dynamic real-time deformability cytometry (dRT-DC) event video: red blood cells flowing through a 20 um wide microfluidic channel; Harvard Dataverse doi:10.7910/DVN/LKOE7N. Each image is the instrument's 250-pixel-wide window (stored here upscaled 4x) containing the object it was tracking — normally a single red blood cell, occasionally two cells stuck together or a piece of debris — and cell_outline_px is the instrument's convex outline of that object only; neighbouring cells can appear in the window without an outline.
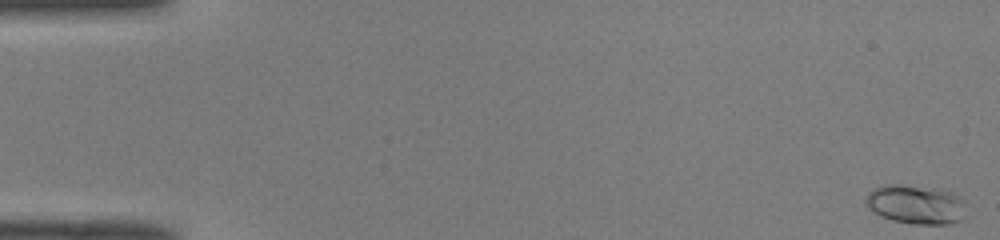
{"species": "common noctule bat (a hibernating species)", "species_latin": "Nyctalus noctula", "temperature_condition": "room temperature", "stored_images_in_passage": 50, "camera_frame_rate_fps": 3000, "um_per_image_px": 0.085, "animal": {"sex": "male", "body_mass_g": 19.0, "forearm_length_mm": 50.8}, "frame": {"image": 1, "passage_image": 1, "time_ms": 0.0, "image_size_px": [1000, 240], "cell_outline_px": [[964, 204], [960, 220], [948, 224], [916, 224], [892, 220], [880, 216], [864, 200], [868, 192], [872, 188], [884, 184], [896, 184], [944, 188], [960, 196], [964, 200]], "centroid_in_image_um": [77.84, 17.34], "position_along_channel_um": 7.2, "area_um2": 22.95}}
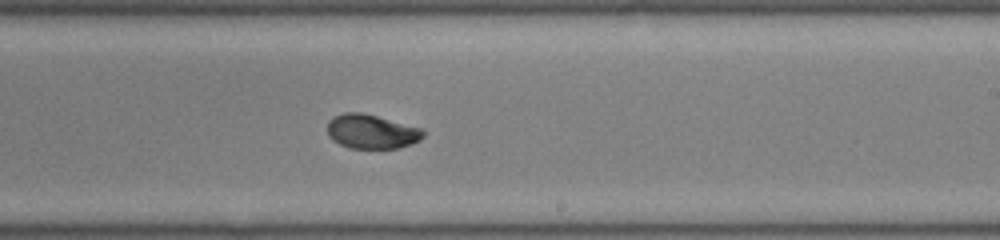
{"frame": {"image": 2, "passage_image": 31, "time_ms": 10.0, "image_size_px": [1000, 240], "cell_outline_px": [[424, 136], [420, 140], [412, 144], [396, 148], [348, 148], [332, 140], [328, 136], [328, 120], [332, 116], [344, 112], [360, 112], [424, 128]], "centroid_in_image_um": [31.58, 11.18], "position_along_channel_um": 257.4, "area_um2": 19.31}}
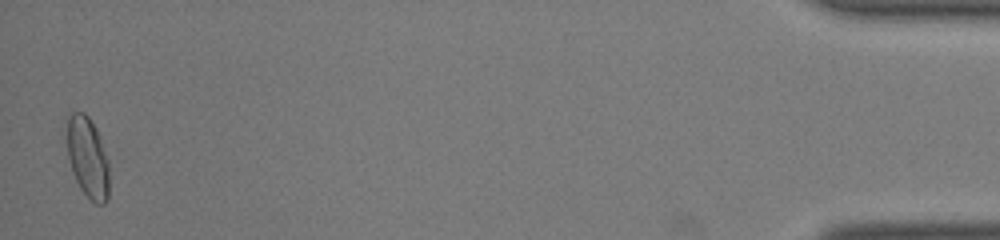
{"frame": {"image": 3, "passage_image": 50, "time_ms": 16.333, "image_size_px": [1000, 240], "cell_outline_px": [[108, 200], [104, 204], [96, 204], [80, 188], [72, 172], [68, 156], [68, 116], [72, 112], [84, 112], [88, 116], [96, 128], [100, 136], [108, 160]], "centroid_in_image_um": [7.47, 13.39], "position_along_channel_um": 427.7, "area_um2": 19.71}, "authors_computed_cell_mechanics": {"area_um2": 19.3052, "velocity_mm_per_s": 4.0743, "shape_relaxation_time_tau1_ms": 5.5994, "shape_relaxation_time_tau2_ms": 1.2644, "deformation_change_tau1": 0.1834, "deformation_change_tau2": 0.0445}}